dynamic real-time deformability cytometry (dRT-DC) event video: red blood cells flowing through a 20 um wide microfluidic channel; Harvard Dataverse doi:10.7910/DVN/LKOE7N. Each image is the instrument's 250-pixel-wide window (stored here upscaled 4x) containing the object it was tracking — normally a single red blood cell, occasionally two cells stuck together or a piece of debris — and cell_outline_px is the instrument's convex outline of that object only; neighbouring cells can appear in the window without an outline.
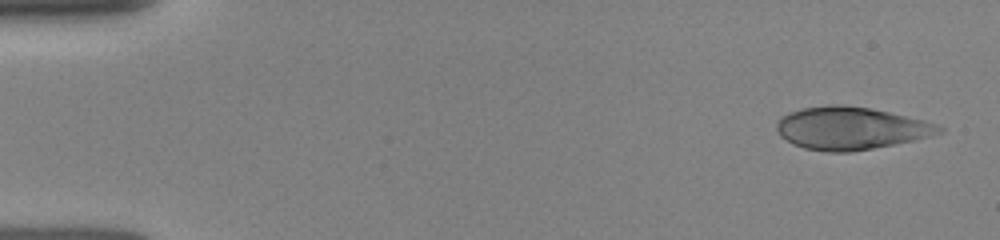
{"species": "human", "species_latin": "Homo sapiens", "temperature_condition": "room temperature", "stored_images_in_passage": 17, "camera_frame_rate_fps": 3000, "um_per_image_px": 0.085, "donor": {"sex": "female"}, "frame": {"image": 1, "passage_image": 1, "time_ms": 0.0, "image_size_px": [1000, 240], "cell_outline_px": [[944, 132], [912, 140], [852, 152], [828, 152], [804, 148], [792, 144], [780, 136], [776, 128], [776, 124], [780, 116], [788, 112], [804, 108], [828, 104], [840, 104], [868, 108], [888, 112], [924, 120], [944, 128]], "centroid_in_image_um": [72.25, 10.9], "position_along_channel_um": 12.8, "area_um2": 40.11}}
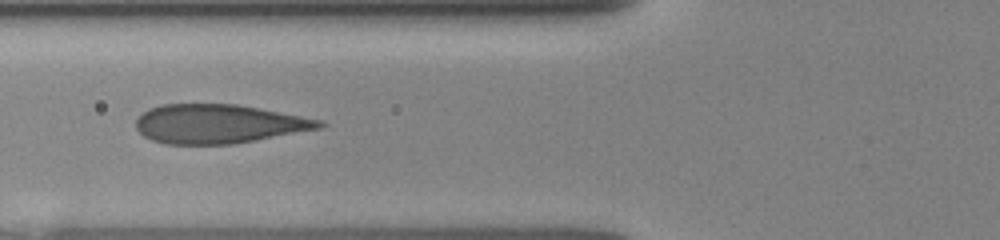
{"frame": {"image": 2, "passage_image": 12, "time_ms": 5.333, "image_size_px": [1000, 240], "cell_outline_px": [[328, 124], [320, 128], [232, 144], [164, 144], [152, 140], [144, 136], [136, 128], [136, 120], [148, 108], [160, 104], [236, 104], [300, 116], [320, 120]], "centroid_in_image_um": [18.53, 10.53], "position_along_channel_um": 107.3, "area_um2": 41.27}}
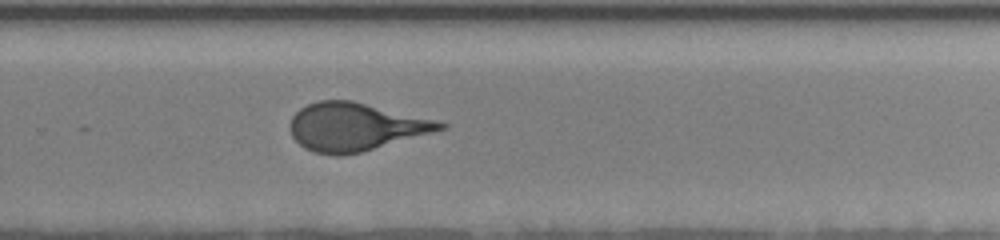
{"frame": {"image": 3, "passage_image": 17, "time_ms": 10.0, "image_size_px": [1000, 240], "cell_outline_px": [[448, 128], [360, 152], [340, 156], [336, 156], [316, 152], [304, 148], [292, 136], [288, 128], [288, 124], [292, 116], [300, 108], [308, 104], [320, 100], [352, 100], [448, 124]], "centroid_in_image_um": [30.13, 10.78], "position_along_channel_um": 299.7, "area_um2": 41.44}}